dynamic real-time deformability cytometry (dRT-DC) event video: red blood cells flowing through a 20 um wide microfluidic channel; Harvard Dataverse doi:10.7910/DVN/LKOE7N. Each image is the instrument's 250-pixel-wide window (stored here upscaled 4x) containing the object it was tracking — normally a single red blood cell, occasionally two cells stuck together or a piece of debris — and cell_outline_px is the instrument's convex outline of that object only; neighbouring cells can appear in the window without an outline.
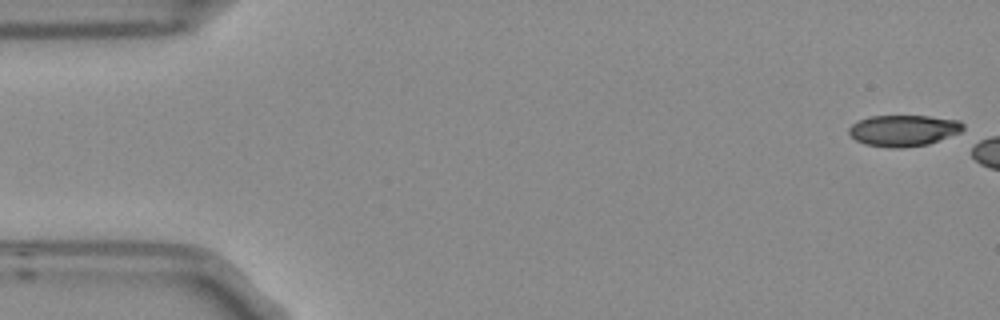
{"species": "Egyptian fruit bat (a non-hibernating species)", "species_latin": "Rousettus aegyptiacus", "temperature_condition": "room temperature", "stored_images_in_passage": 3, "camera_frame_rate_fps": 3000, "um_per_image_px": 0.085, "frame": {"image": 1, "passage_image": 1, "time_ms": 0.0, "image_size_px": [1000, 320], "cell_outline_px": [[964, 128], [960, 132], [928, 144], [900, 148], [888, 148], [864, 144], [856, 140], [848, 132], [848, 128], [852, 124], [860, 120], [872, 116], [928, 116], [960, 120], [964, 124]], "centroid_in_image_um": [76.79, 11.09], "position_along_channel_um": 8.2, "area_um2": 20.75}}